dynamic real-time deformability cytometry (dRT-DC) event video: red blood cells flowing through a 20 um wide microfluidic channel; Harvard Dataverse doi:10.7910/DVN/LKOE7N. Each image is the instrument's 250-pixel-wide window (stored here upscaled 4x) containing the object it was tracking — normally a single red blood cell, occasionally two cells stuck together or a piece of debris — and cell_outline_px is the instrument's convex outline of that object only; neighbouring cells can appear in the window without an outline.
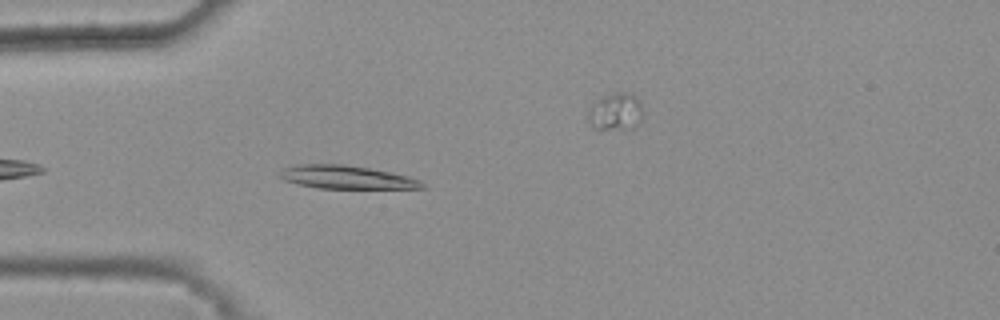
{"species": "common noctule bat (a hibernating species)", "species_latin": "Nyctalus noctula", "temperature_condition": "warm", "stored_images_in_passage": 10, "camera_frame_rate_fps": 3000, "um_per_image_px": 0.085, "animal": {"sex": "female", "body_mass_g": 25.1}, "frame": {"image": 1, "passage_image": 5, "time_ms": 1.333, "image_size_px": [1000, 320], "cell_outline_px": [[424, 188], [316, 188], [284, 180], [280, 176], [280, 172], [284, 168], [296, 164], [344, 164], [368, 168], [388, 172], [420, 180], [424, 184]], "centroid_in_image_um": [29.4, 15.06], "position_along_channel_um": 55.6, "area_um2": 18.9}}